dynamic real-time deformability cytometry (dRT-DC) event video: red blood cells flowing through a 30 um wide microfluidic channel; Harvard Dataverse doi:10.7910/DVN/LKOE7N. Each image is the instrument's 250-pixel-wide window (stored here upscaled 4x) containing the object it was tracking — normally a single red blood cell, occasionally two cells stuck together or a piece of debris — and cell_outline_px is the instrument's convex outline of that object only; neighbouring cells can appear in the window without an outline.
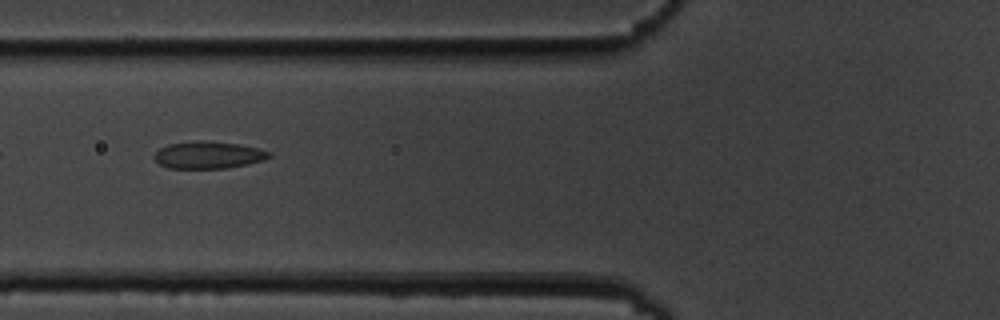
{"species": "common noctule bat (a hibernating species)", "species_latin": "Nyctalus noctula", "temperature_condition": "cold", "stored_images_in_passage": 11, "camera_frame_rate_fps": 3000, "um_per_image_px": 0.085, "animal": {"sex": "male", "body_mass_g": 19.5, "forearm_length_mm": 54.6}, "frame": {"image": 1, "passage_image": 2, "time_ms": 2.0, "image_size_px": [1000, 320], "cell_outline_px": [[272, 156], [264, 160], [248, 164], [224, 168], [168, 168], [160, 164], [152, 156], [160, 148], [168, 144], [200, 140], [240, 144], [256, 148], [268, 152]], "centroid_in_image_um": [17.68, 13.17], "position_along_channel_um": 108.1, "area_um2": 18.03}}
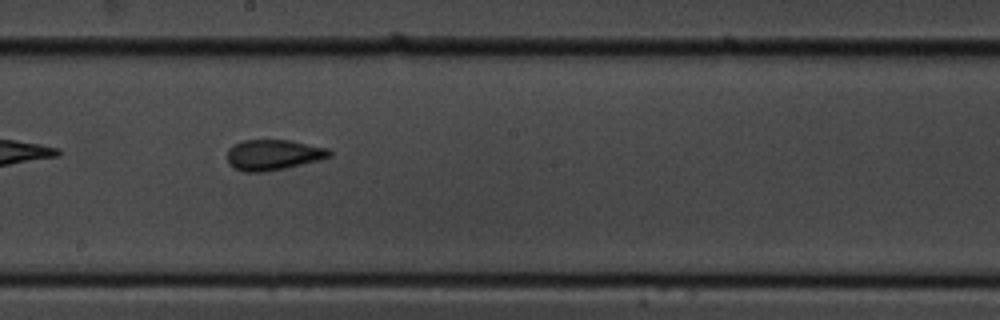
{"frame": {"image": 2, "passage_image": 5, "time_ms": 5.333, "image_size_px": [1000, 320], "cell_outline_px": [[332, 156], [320, 160], [284, 168], [264, 172], [244, 172], [232, 168], [228, 164], [228, 148], [244, 140], [288, 140], [328, 148], [332, 152]], "centroid_in_image_um": [23.22, 13.17], "position_along_channel_um": 225.0, "area_um2": 18.21}}
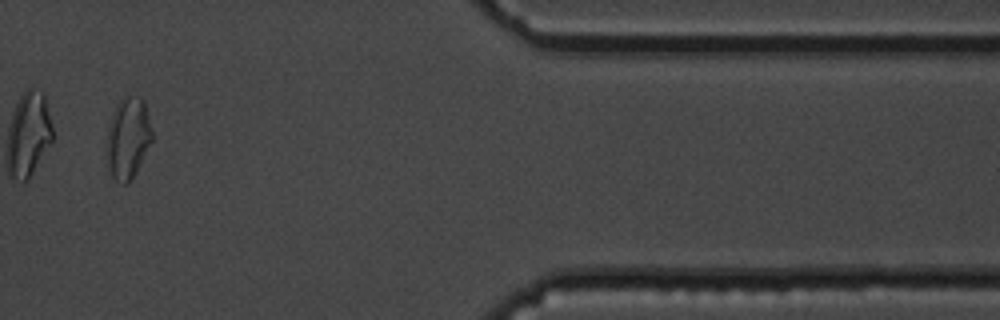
{"frame": {"image": 3, "passage_image": 10, "time_ms": 11.333, "image_size_px": [1000, 320], "cell_outline_px": [[152, 140], [132, 180], [128, 184], [120, 184], [112, 176], [108, 168], [108, 128], [112, 112], [120, 96], [140, 96], [144, 100], [152, 132]], "centroid_in_image_um": [10.88, 11.71], "position_along_channel_um": 400.5, "area_um2": 21.5}, "authors_computed_cell_mechanics": {"area_um2": 18.1492, "velocity_mm_per_s": 3.507, "shape_relaxation_time_tau1_ms": 4.0329, "shape_relaxation_time_tau2_ms": 1.6878, "deformation_change_tau1": 0.0904, "deformation_change_tau2": 0.0651}}